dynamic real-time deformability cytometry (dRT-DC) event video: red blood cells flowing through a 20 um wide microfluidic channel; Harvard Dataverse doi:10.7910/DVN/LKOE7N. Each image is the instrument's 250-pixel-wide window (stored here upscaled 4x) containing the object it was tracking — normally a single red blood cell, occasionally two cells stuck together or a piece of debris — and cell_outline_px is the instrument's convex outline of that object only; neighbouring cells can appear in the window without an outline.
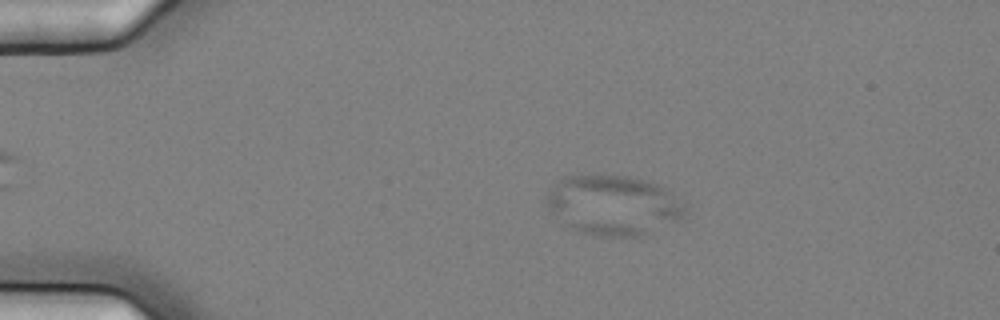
{"species": "common noctule bat (a hibernating species)", "species_latin": "Nyctalus noctula", "temperature_condition": "cold", "stored_images_in_passage": 6, "camera_frame_rate_fps": 3000, "um_per_image_px": 0.085, "animal": {"sex": "female", "body_mass_g": 25.1}, "frame": {"image": 1, "passage_image": 3, "time_ms": 0.667, "image_size_px": [1000, 320], "cell_outline_px": [[684, 216], [652, 236], [596, 236], [580, 232], [564, 224], [544, 204], [544, 196], [548, 188], [564, 176], [628, 176], [660, 184], [684, 204]], "centroid_in_image_um": [52.12, 17.46], "position_along_channel_um": 32.9, "area_um2": 48.84}}
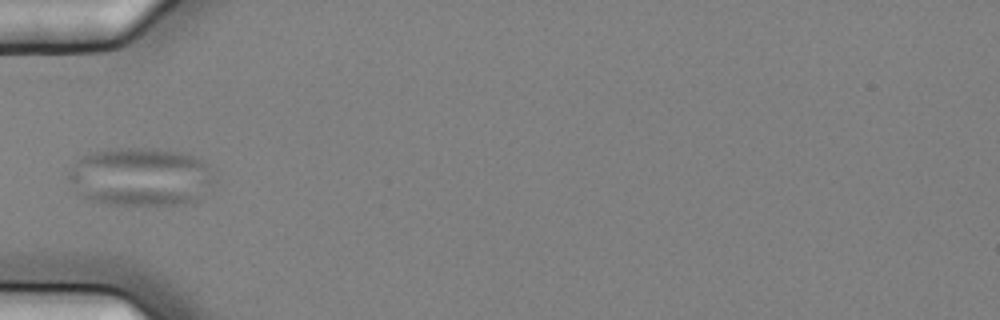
{"frame": {"image": 2, "passage_image": 5, "time_ms": 1.333, "image_size_px": [1000, 320], "cell_outline_px": [[216, 180], [204, 196], [200, 200], [184, 204], [112, 204], [92, 200], [84, 196], [68, 180], [68, 172], [84, 156], [92, 152], [116, 148], [156, 148], [180, 152], [204, 160], [208, 164]], "centroid_in_image_um": [12.05, 15.02], "position_along_channel_um": 72.9, "area_um2": 49.53}}
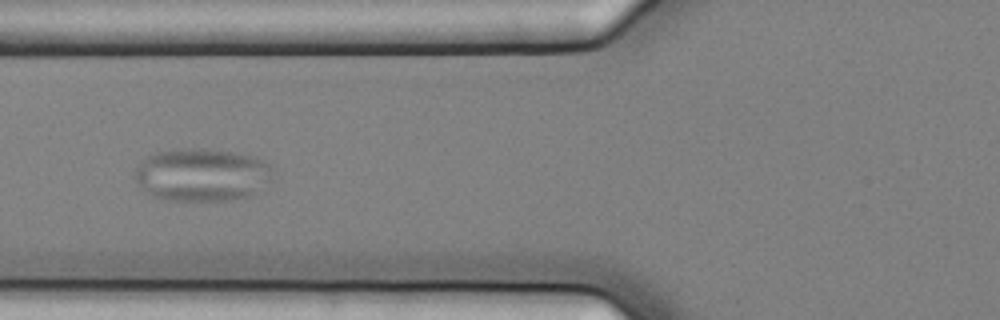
{"frame": {"image": 3, "passage_image": 6, "time_ms": 1.667, "image_size_px": [1000, 320], "cell_outline_px": [[276, 168], [272, 176], [252, 196], [236, 200], [168, 200], [152, 196], [132, 176], [132, 172], [148, 156], [156, 152], [176, 148], [204, 148], [232, 152], [256, 156]], "centroid_in_image_um": [17.19, 14.84], "position_along_channel_um": 108.6, "area_um2": 42.83}}